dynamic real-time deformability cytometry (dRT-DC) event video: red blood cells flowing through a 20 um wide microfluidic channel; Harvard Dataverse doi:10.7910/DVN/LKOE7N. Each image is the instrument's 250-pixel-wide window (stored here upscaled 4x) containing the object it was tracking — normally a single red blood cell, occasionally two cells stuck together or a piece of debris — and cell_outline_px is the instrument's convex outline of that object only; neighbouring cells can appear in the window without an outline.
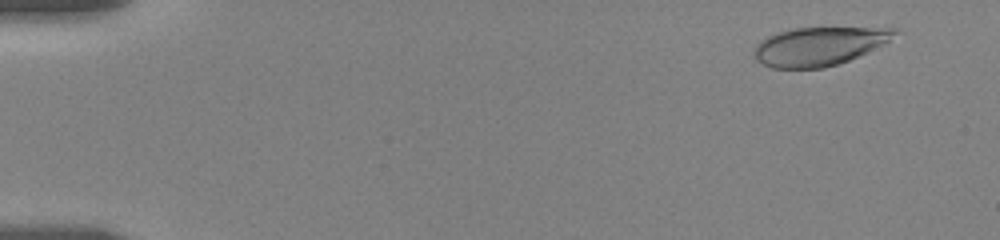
{"species": "human", "species_latin": "Homo sapiens", "temperature_condition": "room temperature", "stored_images_in_passage": 47, "camera_frame_rate_fps": 3000, "um_per_image_px": 0.085, "donor": {"sex": "female"}, "frame": {"image": 1, "passage_image": 1, "time_ms": 0.0, "image_size_px": [1000, 240], "cell_outline_px": [[900, 32], [884, 44], [868, 52], [848, 60], [824, 68], [772, 68], [756, 60], [752, 56], [752, 52], [756, 44], [760, 40], [776, 32], [792, 28], [896, 28]], "centroid_in_image_um": [69.58, 3.93], "position_along_channel_um": 15.4, "area_um2": 31.62}}
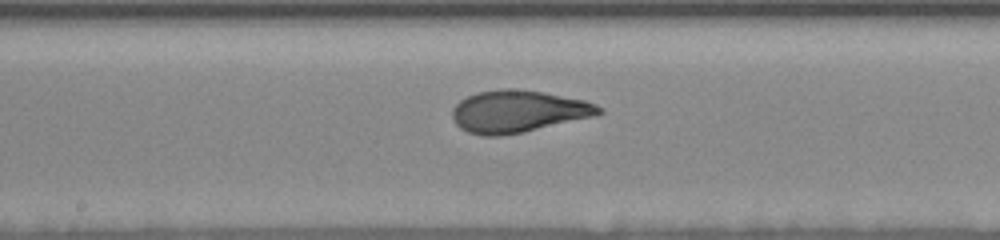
{"frame": {"image": 2, "passage_image": 24, "time_ms": 9.0, "image_size_px": [1000, 240], "cell_outline_px": [[604, 112], [592, 116], [520, 132], [500, 136], [480, 136], [468, 132], [460, 128], [456, 124], [452, 116], [452, 108], [460, 100], [468, 96], [480, 92], [504, 88], [508, 88], [544, 92], [584, 100], [596, 104], [604, 108]], "centroid_in_image_um": [44.01, 9.46], "position_along_channel_um": 204.2, "area_um2": 35.55}}
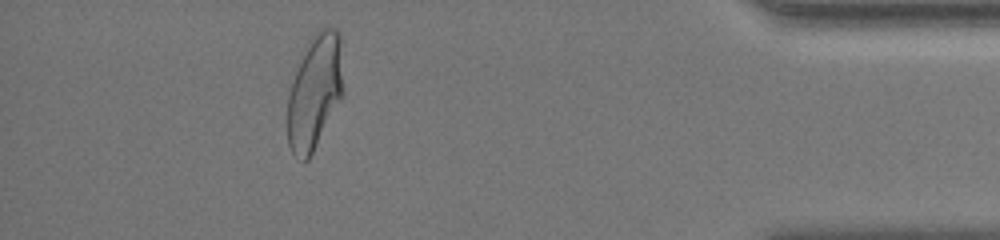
{"frame": {"image": 3, "passage_image": 45, "time_ms": 16.0, "image_size_px": [1000, 240], "cell_outline_px": [[344, 92], [340, 100], [308, 160], [304, 160], [292, 152], [288, 144], [288, 92], [292, 80], [308, 40], [320, 28], [336, 28], [340, 32], [344, 88]], "centroid_in_image_um": [26.77, 7.74], "position_along_channel_um": 408.4, "area_um2": 37.05}, "authors_computed_cell_mechanics": {"area_um2": 34.9112, "velocity_mm_per_s": 3.5261, "shape_relaxation_time_tau1_ms": 5.0334, "shape_relaxation_time_tau2_ms": 0.8047, "deformation_change_tau1": 0.1802, "deformation_change_tau2": 0.0682}}